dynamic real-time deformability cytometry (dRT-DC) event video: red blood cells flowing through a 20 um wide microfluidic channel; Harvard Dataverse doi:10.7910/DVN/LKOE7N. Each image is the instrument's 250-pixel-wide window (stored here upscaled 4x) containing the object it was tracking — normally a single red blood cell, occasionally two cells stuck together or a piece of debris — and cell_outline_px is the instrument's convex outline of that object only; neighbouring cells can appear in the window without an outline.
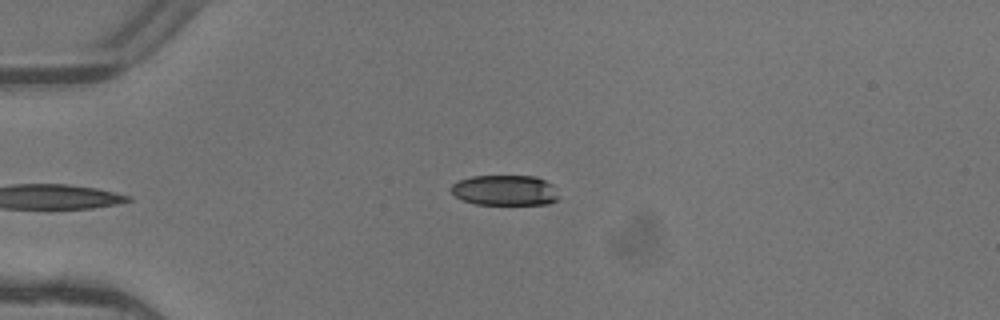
{"species": "common noctule bat (a hibernating species)", "species_latin": "Nyctalus noctula", "temperature_condition": "warm", "stored_images_in_passage": 5, "camera_frame_rate_fps": 3000, "um_per_image_px": 0.085, "animal": {"sex": "female"}, "frame": {"image": 1, "passage_image": 5, "time_ms": 1.333, "image_size_px": [1000, 320], "cell_outline_px": [[556, 200], [548, 204], [476, 204], [464, 200], [456, 196], [452, 192], [452, 184], [460, 180], [472, 176], [536, 176], [552, 184], [556, 196]], "centroid_in_image_um": [42.9, 16.17], "position_along_channel_um": 42.1, "area_um2": 18.73}}